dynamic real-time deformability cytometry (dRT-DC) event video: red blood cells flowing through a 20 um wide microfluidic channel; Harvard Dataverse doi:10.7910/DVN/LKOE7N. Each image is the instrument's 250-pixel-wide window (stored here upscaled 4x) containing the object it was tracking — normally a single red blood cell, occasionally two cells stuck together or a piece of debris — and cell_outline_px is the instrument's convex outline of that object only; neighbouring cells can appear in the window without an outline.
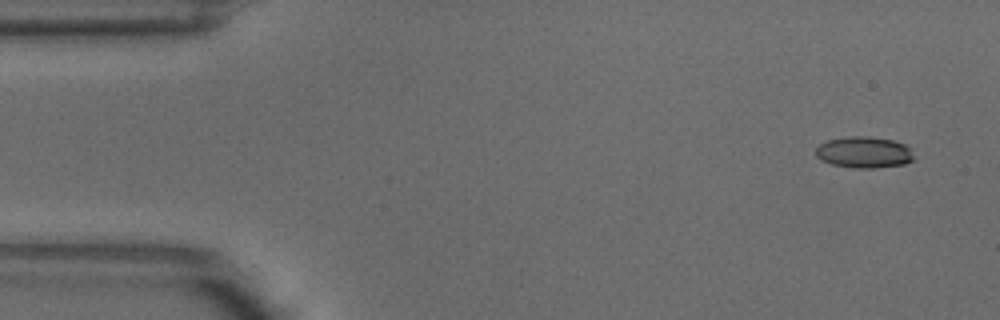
{"species": "common noctule bat (a hibernating species)", "species_latin": "Nyctalus noctula", "temperature_condition": "warm", "stored_images_in_passage": 4, "camera_frame_rate_fps": 3000, "um_per_image_px": 0.085, "animal": {"sex": "male", "body_mass_g": 18.8}, "frame": {"image": 1, "passage_image": 1, "time_ms": 0.0, "image_size_px": [1000, 320], "cell_outline_px": [[916, 160], [904, 164], [872, 168], [856, 168], [832, 164], [816, 156], [816, 148], [820, 144], [828, 140], [852, 136], [868, 136], [892, 140], [904, 144], [912, 148]], "centroid_in_image_um": [73.51, 12.94], "position_along_channel_um": 11.5, "area_um2": 17.92}}